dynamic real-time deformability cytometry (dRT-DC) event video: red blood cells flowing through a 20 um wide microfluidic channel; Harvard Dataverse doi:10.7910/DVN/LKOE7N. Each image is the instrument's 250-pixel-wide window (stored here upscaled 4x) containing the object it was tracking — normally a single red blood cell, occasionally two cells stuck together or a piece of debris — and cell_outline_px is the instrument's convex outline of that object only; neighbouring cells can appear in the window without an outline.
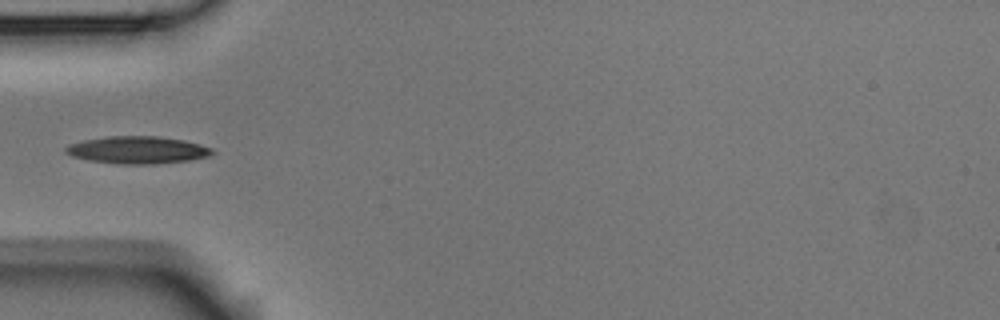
{"species": "Egyptian fruit bat (a non-hibernating species)", "species_latin": "Rousettus aegyptiacus", "temperature_condition": "room temperature", "stored_images_in_passage": 5, "camera_frame_rate_fps": 3000, "um_per_image_px": 0.085, "animal": {"sex": "male"}, "frame": {"image": 1, "passage_image": 4, "time_ms": 1.0, "image_size_px": [1000, 320], "cell_outline_px": [[216, 152], [212, 156], [188, 160], [156, 164], [120, 164], [88, 160], [72, 156], [64, 152], [64, 148], [68, 144], [84, 140], [108, 136], [156, 136], [184, 140], [200, 144], [212, 148]], "centroid_in_image_um": [11.7, 12.75], "position_along_channel_um": 73.3, "area_um2": 23.52}}
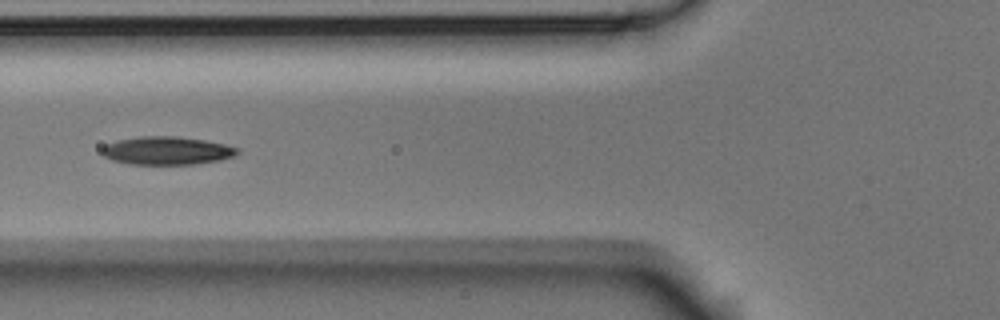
{"frame": {"image": 2, "passage_image": 5, "time_ms": 1.333, "image_size_px": [1000, 320], "cell_outline_px": [[240, 152], [236, 156], [220, 160], [192, 164], [128, 164], [112, 160], [104, 156], [100, 152], [100, 148], [116, 140], [140, 136], [176, 136], [204, 140], [224, 144], [240, 148]], "centroid_in_image_um": [14.18, 12.8], "position_along_channel_um": 111.6, "area_um2": 22.37}}